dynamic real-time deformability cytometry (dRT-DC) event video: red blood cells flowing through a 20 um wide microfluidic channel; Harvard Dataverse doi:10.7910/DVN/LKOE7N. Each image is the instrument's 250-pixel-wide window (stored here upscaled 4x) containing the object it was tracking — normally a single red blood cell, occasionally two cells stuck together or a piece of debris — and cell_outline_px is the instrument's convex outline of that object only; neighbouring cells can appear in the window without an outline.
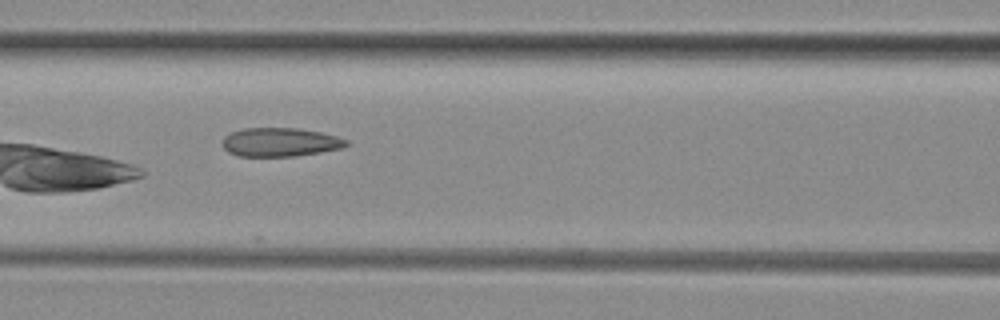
{"species": "common noctule bat (a hibernating species)", "species_latin": "Nyctalus noctula", "temperature_condition": "room temperature", "stored_images_in_passage": 12, "camera_frame_rate_fps": 3000, "um_per_image_px": 0.085, "animal": {"sex": "female", "body_mass_g": 29.2, "forearm_length_mm": 56.3}, "frame": {"image": 1, "passage_image": 8, "time_ms": 2.333, "image_size_px": [1000, 320], "cell_outline_px": [[348, 144], [340, 148], [320, 152], [292, 156], [240, 156], [228, 152], [224, 148], [224, 136], [232, 132], [244, 128], [296, 128], [320, 132], [336, 136], [348, 140]], "centroid_in_image_um": [23.8, 12.08], "position_along_channel_um": 142.8, "area_um2": 20.46}}